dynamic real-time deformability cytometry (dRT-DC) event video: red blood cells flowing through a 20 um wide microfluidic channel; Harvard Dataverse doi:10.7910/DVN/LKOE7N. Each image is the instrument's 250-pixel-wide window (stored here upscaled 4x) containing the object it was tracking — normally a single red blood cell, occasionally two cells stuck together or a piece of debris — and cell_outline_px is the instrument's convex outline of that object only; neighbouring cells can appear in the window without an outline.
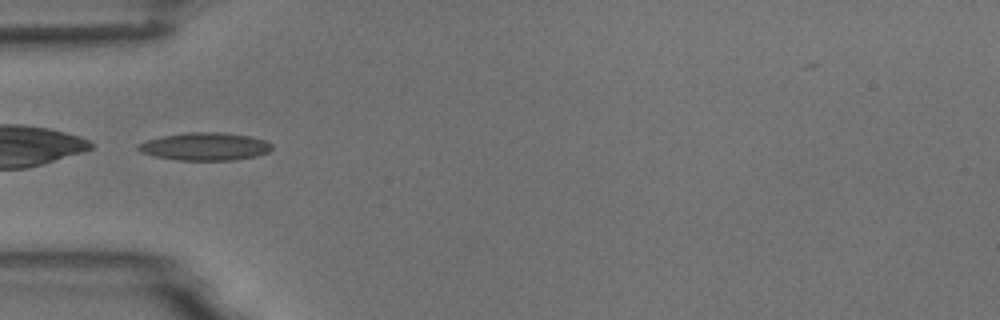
{"species": "common noctule bat (a hibernating species)", "species_latin": "Nyctalus noctula", "temperature_condition": "room temperature", "stored_images_in_passage": 6, "camera_frame_rate_fps": 3000, "um_per_image_px": 0.085, "animal": {"sex": "male", "body_mass_g": 18.8}, "frame": {"image": 1, "passage_image": 5, "time_ms": 4.667, "image_size_px": [1000, 320], "cell_outline_px": [[272, 148], [268, 152], [256, 156], [236, 160], [176, 160], [156, 156], [140, 152], [136, 148], [136, 144], [148, 140], [164, 136], [188, 132], [220, 132], [248, 136], [268, 140], [272, 144]], "centroid_in_image_um": [17.44, 12.45], "position_along_channel_um": 67.6, "area_um2": 21.68}}